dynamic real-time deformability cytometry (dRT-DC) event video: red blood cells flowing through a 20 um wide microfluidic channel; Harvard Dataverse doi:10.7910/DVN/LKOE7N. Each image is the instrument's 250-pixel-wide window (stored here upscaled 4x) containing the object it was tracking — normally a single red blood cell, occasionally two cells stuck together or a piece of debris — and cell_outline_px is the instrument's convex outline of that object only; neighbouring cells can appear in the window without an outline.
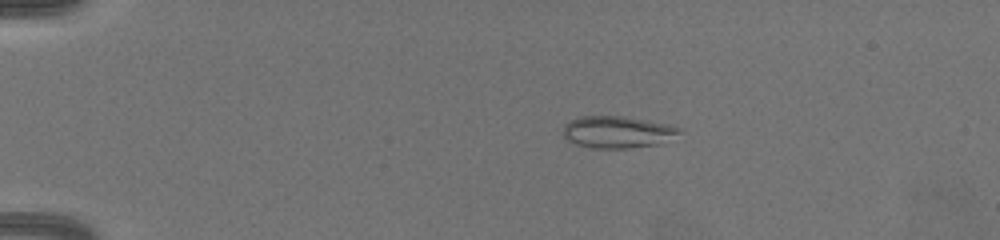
{"species": "common noctule bat (a hibernating species)", "species_latin": "Nyctalus noctula", "temperature_condition": "warm", "stored_images_in_passage": 52, "camera_frame_rate_fps": 3000, "um_per_image_px": 0.085, "animal": {"sex": "female", "body_mass_g": 19.5, "forearm_length_mm": 54.1}, "frame": {"image": 1, "passage_image": 1, "time_ms": 0.0, "image_size_px": [1000, 240], "cell_outline_px": [[680, 132], [660, 144], [628, 148], [592, 148], [576, 144], [568, 140], [564, 136], [564, 124], [580, 116], [624, 116], [668, 124], [680, 128]], "centroid_in_image_um": [52.46, 11.22], "position_along_channel_um": 32.5, "area_um2": 21.44}}
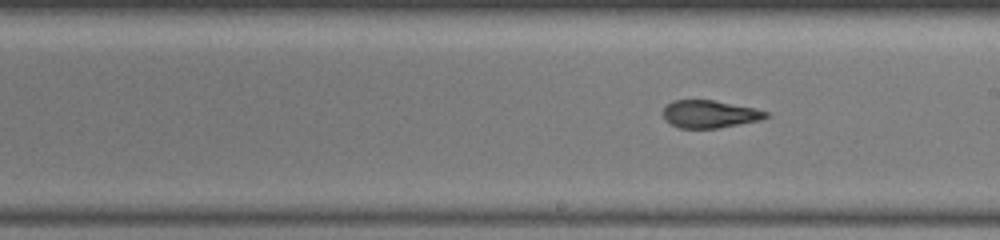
{"frame": {"image": 2, "passage_image": 26, "time_ms": 8.333, "image_size_px": [1000, 240], "cell_outline_px": [[768, 116], [760, 120], [720, 128], [680, 128], [664, 120], [664, 108], [672, 100], [712, 100], [756, 108], [768, 112]], "centroid_in_image_um": [60.33, 9.7], "position_along_channel_um": 228.7, "area_um2": 16.47}}
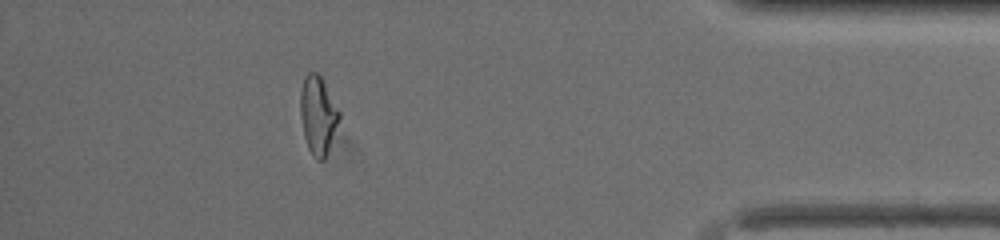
{"frame": {"image": 3, "passage_image": 46, "time_ms": 15.0, "image_size_px": [1000, 240], "cell_outline_px": [[340, 116], [328, 152], [324, 160], [316, 160], [308, 148], [304, 136], [300, 116], [300, 92], [304, 76], [308, 72], [316, 72], [320, 76], [340, 112]], "centroid_in_image_um": [27.01, 9.8], "position_along_channel_um": 408.2, "area_um2": 17.57}, "authors_computed_cell_mechanics": {"area_um2": 17.5134, "velocity_mm_per_s": 3.2804, "shape_relaxation_time_tau1_ms": null, "shape_relaxation_time_tau2_ms": 1.507, "deformation_change_tau1": null, "deformation_change_tau2": 0.0917}}